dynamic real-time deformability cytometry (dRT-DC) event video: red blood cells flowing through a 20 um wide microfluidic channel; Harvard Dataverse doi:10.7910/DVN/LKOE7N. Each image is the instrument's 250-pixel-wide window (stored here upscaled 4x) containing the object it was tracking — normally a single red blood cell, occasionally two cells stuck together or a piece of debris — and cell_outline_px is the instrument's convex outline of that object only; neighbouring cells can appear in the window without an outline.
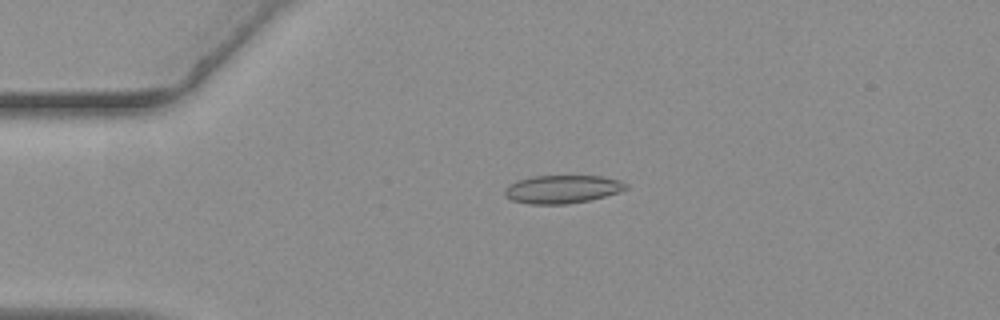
{"species": "common noctule bat (a hibernating species)", "species_latin": "Nyctalus noctula", "temperature_condition": "warm", "stored_images_in_passage": 45, "camera_frame_rate_fps": 3000, "um_per_image_px": 0.085, "animal": {"sex": "female", "body_mass_g": 19.3, "forearm_length_mm": 54.1}, "frame": {"image": 1, "passage_image": 4, "time_ms": 1.0, "image_size_px": [1000, 320], "cell_outline_px": [[628, 188], [620, 192], [588, 200], [568, 204], [528, 204], [512, 200], [504, 196], [504, 188], [508, 184], [516, 180], [532, 176], [600, 176], [620, 180], [628, 184]], "centroid_in_image_um": [47.76, 16.08], "position_along_channel_um": 37.2, "area_um2": 20.06}}
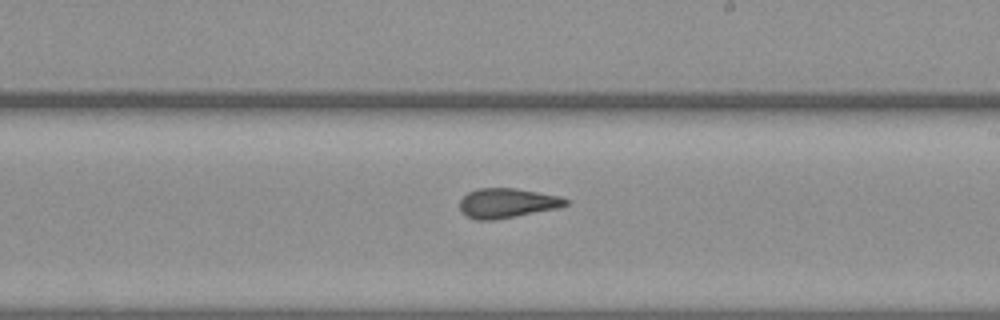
{"frame": {"image": 2, "passage_image": 24, "time_ms": 7.667, "image_size_px": [1000, 320], "cell_outline_px": [[568, 204], [560, 208], [492, 220], [476, 220], [460, 212], [460, 200], [468, 192], [476, 188], [516, 188], [560, 196], [568, 200]], "centroid_in_image_um": [43.1, 17.25], "position_along_channel_um": 245.9, "area_um2": 18.32}}
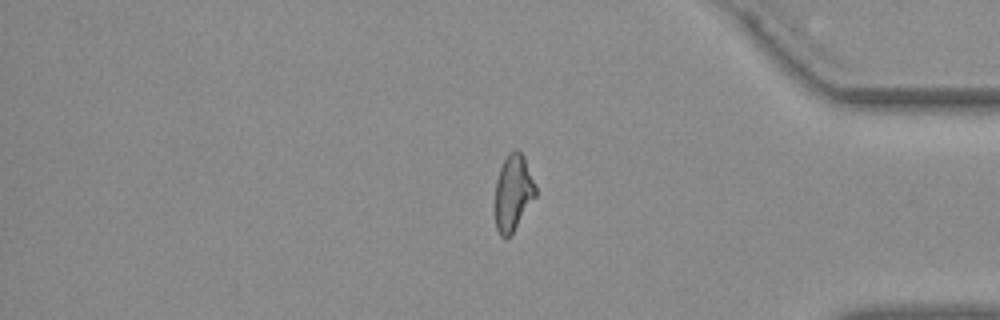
{"frame": {"image": 3, "passage_image": 38, "time_ms": 12.333, "image_size_px": [1000, 320], "cell_outline_px": [[536, 196], [512, 232], [504, 240], [500, 236], [496, 228], [496, 180], [500, 168], [508, 152], [516, 148], [524, 156], [536, 184]], "centroid_in_image_um": [43.63, 16.34], "position_along_channel_um": 391.6, "area_um2": 17.86}, "authors_computed_cell_mechanics": {"area_um2": 18.7272, "velocity_mm_per_s": 3.6521, "shape_relaxation_time_tau1_ms": null, "shape_relaxation_time_tau2_ms": 2.6507, "deformation_change_tau1": null, "deformation_change_tau2": 0.1147}}